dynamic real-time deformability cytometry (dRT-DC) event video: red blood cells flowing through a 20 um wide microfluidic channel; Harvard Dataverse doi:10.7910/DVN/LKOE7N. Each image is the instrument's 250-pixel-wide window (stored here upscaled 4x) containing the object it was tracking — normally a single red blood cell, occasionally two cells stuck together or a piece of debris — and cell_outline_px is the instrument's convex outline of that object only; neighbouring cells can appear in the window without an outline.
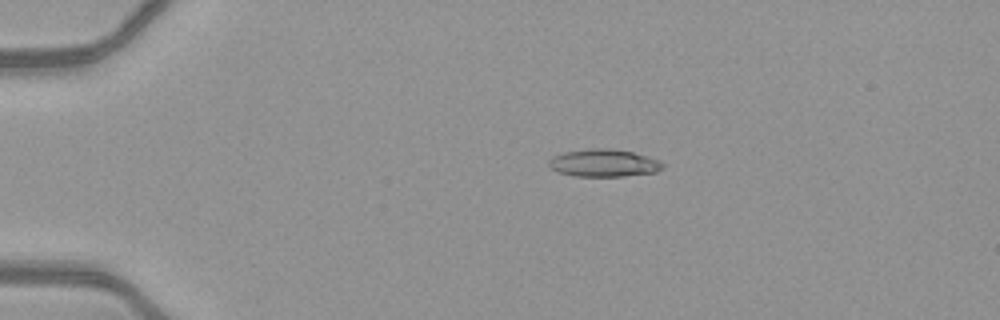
{"species": "common noctule bat (a hibernating species)", "species_latin": "Nyctalus noctula", "temperature_condition": "warm", "stored_images_in_passage": 26, "camera_frame_rate_fps": 3000, "um_per_image_px": 0.085, "animal": {"sex": "female", "body_mass_g": 21.9}, "frame": {"image": 1, "passage_image": 11, "time_ms": 3.333, "image_size_px": [1000, 320], "cell_outline_px": [[664, 168], [656, 172], [624, 176], [576, 176], [556, 172], [548, 164], [548, 160], [552, 156], [564, 152], [592, 148], [608, 148], [632, 152], [660, 160], [664, 164]], "centroid_in_image_um": [51.32, 13.86], "position_along_channel_um": 33.7, "area_um2": 18.32}}
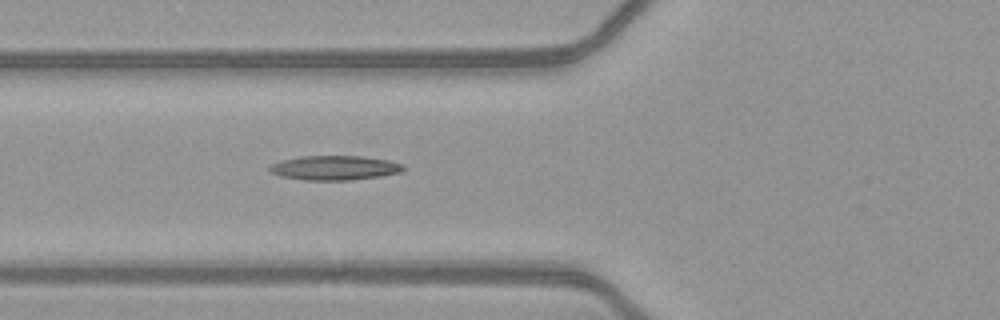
{"frame": {"image": 2, "passage_image": 20, "time_ms": 6.333, "image_size_px": [1000, 320], "cell_outline_px": [[404, 168], [400, 172], [380, 176], [348, 180], [304, 180], [280, 176], [272, 172], [268, 168], [272, 164], [280, 160], [300, 156], [360, 156], [388, 160], [404, 164]], "centroid_in_image_um": [28.42, 14.26], "position_along_channel_um": 97.4, "area_um2": 18.96}}
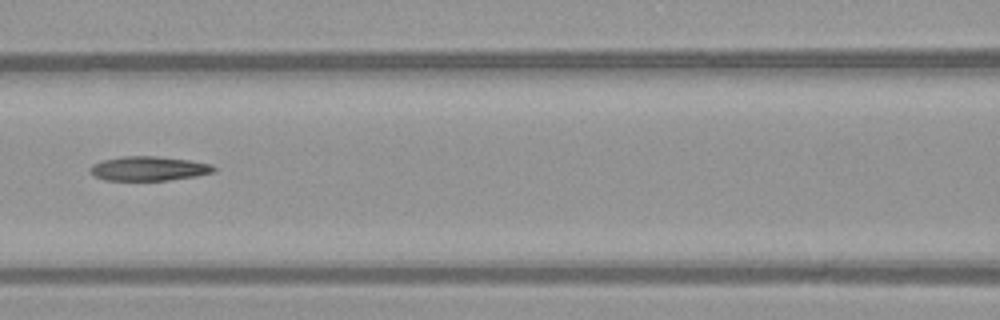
{"frame": {"image": 3, "passage_image": 24, "time_ms": 7.667, "image_size_px": [1000, 320], "cell_outline_px": [[216, 172], [196, 176], [168, 180], [104, 180], [92, 176], [88, 172], [88, 168], [92, 164], [104, 160], [120, 156], [156, 156], [188, 160], [212, 164], [216, 168]], "centroid_in_image_um": [12.6, 14.33], "position_along_channel_um": 154.0, "area_um2": 17.74}}